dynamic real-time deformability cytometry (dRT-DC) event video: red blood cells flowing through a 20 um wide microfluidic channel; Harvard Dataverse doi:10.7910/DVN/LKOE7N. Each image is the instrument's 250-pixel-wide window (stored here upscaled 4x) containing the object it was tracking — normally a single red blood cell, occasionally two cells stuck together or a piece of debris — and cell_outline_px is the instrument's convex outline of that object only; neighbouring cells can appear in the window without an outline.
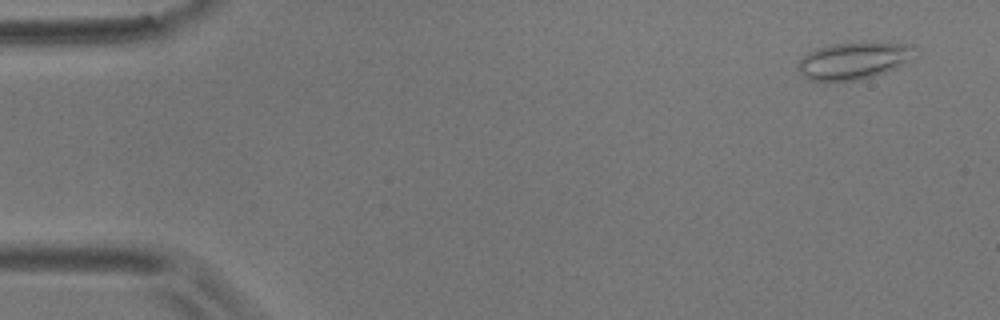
{"species": "common noctule bat (a hibernating species)", "species_latin": "Nyctalus noctula", "temperature_condition": "room temperature", "stored_images_in_passage": 6, "camera_frame_rate_fps": 3000, "um_per_image_px": 0.085, "animal": {"sex": "male", "body_mass_g": 17.9}, "frame": {"image": 1, "passage_image": 1, "time_ms": 0.0, "image_size_px": [1000, 320], "cell_outline_px": [[920, 56], [916, 60], [896, 68], [860, 80], [812, 80], [804, 76], [796, 68], [800, 60], [808, 52], [816, 48], [836, 44], [912, 44], [916, 48]], "centroid_in_image_um": [72.67, 5.17], "position_along_channel_um": 12.3, "area_um2": 24.97}}
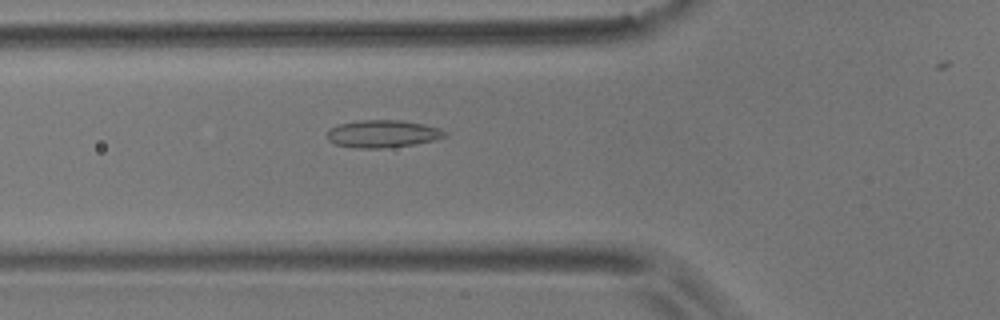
{"frame": {"image": 2, "passage_image": 6, "time_ms": 5.667, "image_size_px": [1000, 320], "cell_outline_px": [[448, 136], [432, 140], [412, 144], [380, 148], [356, 148], [336, 144], [328, 140], [328, 128], [340, 124], [356, 120], [400, 120], [424, 124], [440, 128], [448, 132]], "centroid_in_image_um": [32.53, 11.36], "position_along_channel_um": 93.3, "area_um2": 18.79}}